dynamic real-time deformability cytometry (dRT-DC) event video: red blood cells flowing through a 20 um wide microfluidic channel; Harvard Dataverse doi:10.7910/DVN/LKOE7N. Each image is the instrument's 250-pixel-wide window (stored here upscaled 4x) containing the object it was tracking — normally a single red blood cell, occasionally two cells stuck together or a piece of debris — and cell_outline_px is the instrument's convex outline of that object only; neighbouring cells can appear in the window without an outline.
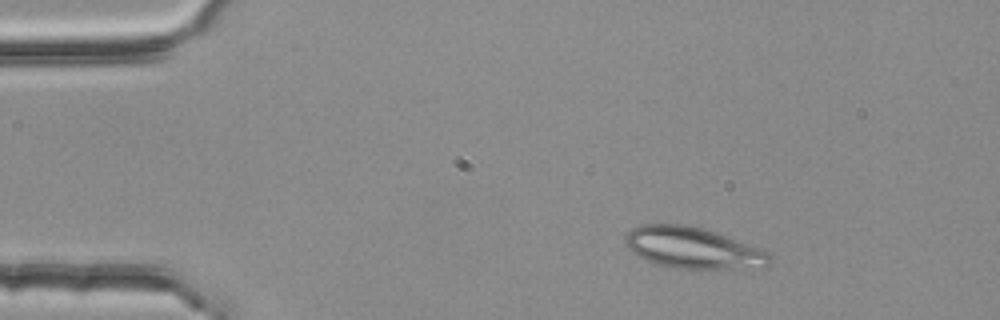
{"species": "common noctule bat (a hibernating species)", "species_latin": "Nyctalus noctula", "temperature_condition": "room temperature", "stored_images_in_passage": 4, "camera_frame_rate_fps": 3000, "um_per_image_px": 0.085, "animal": {"sex": "female", "body_mass_g": 25.1}, "frame": {"image": 1, "passage_image": 1, "time_ms": 0.0, "image_size_px": [1000, 320], "cell_outline_px": [[772, 264], [768, 268], [668, 268], [656, 264], [632, 252], [624, 240], [624, 236], [632, 228], [644, 224], [684, 224], [704, 228], [768, 252], [772, 256]], "centroid_in_image_um": [58.91, 21.08], "position_along_channel_um": 26.1, "area_um2": 34.62}}